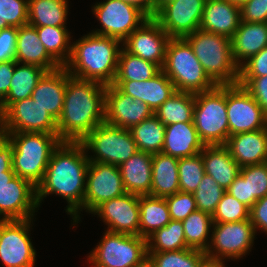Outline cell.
Masks as SVG:
<instances>
[{
  "mask_svg": "<svg viewBox=\"0 0 267 267\" xmlns=\"http://www.w3.org/2000/svg\"><path fill=\"white\" fill-rule=\"evenodd\" d=\"M89 162L80 142H61L53 151L44 178L37 186L38 206L49 195L61 196L68 203L65 211L72 217L73 225L78 224L83 211Z\"/></svg>",
  "mask_w": 267,
  "mask_h": 267,
  "instance_id": "obj_1",
  "label": "cell"
},
{
  "mask_svg": "<svg viewBox=\"0 0 267 267\" xmlns=\"http://www.w3.org/2000/svg\"><path fill=\"white\" fill-rule=\"evenodd\" d=\"M106 86L96 81L70 77L67 80L57 134L62 142H81L105 122Z\"/></svg>",
  "mask_w": 267,
  "mask_h": 267,
  "instance_id": "obj_2",
  "label": "cell"
},
{
  "mask_svg": "<svg viewBox=\"0 0 267 267\" xmlns=\"http://www.w3.org/2000/svg\"><path fill=\"white\" fill-rule=\"evenodd\" d=\"M121 48L120 40L89 32L72 42L71 56L64 67L74 78L111 85L117 74Z\"/></svg>",
  "mask_w": 267,
  "mask_h": 267,
  "instance_id": "obj_3",
  "label": "cell"
},
{
  "mask_svg": "<svg viewBox=\"0 0 267 267\" xmlns=\"http://www.w3.org/2000/svg\"><path fill=\"white\" fill-rule=\"evenodd\" d=\"M13 146L12 169L16 176L37 187L43 180L53 151L62 142L58 134L43 132L0 133Z\"/></svg>",
  "mask_w": 267,
  "mask_h": 267,
  "instance_id": "obj_4",
  "label": "cell"
},
{
  "mask_svg": "<svg viewBox=\"0 0 267 267\" xmlns=\"http://www.w3.org/2000/svg\"><path fill=\"white\" fill-rule=\"evenodd\" d=\"M205 72L217 85L239 82V67L232 57L231 39L215 33L196 30L184 37Z\"/></svg>",
  "mask_w": 267,
  "mask_h": 267,
  "instance_id": "obj_5",
  "label": "cell"
},
{
  "mask_svg": "<svg viewBox=\"0 0 267 267\" xmlns=\"http://www.w3.org/2000/svg\"><path fill=\"white\" fill-rule=\"evenodd\" d=\"M162 71L172 81L176 91L195 94L217 86L205 72L184 37L170 38L168 41Z\"/></svg>",
  "mask_w": 267,
  "mask_h": 267,
  "instance_id": "obj_6",
  "label": "cell"
},
{
  "mask_svg": "<svg viewBox=\"0 0 267 267\" xmlns=\"http://www.w3.org/2000/svg\"><path fill=\"white\" fill-rule=\"evenodd\" d=\"M193 122L204 145H225L229 138L226 85L195 93Z\"/></svg>",
  "mask_w": 267,
  "mask_h": 267,
  "instance_id": "obj_7",
  "label": "cell"
},
{
  "mask_svg": "<svg viewBox=\"0 0 267 267\" xmlns=\"http://www.w3.org/2000/svg\"><path fill=\"white\" fill-rule=\"evenodd\" d=\"M98 243L87 257L91 267H142L147 263L144 237L105 230Z\"/></svg>",
  "mask_w": 267,
  "mask_h": 267,
  "instance_id": "obj_8",
  "label": "cell"
},
{
  "mask_svg": "<svg viewBox=\"0 0 267 267\" xmlns=\"http://www.w3.org/2000/svg\"><path fill=\"white\" fill-rule=\"evenodd\" d=\"M90 162H101L120 166L138 152L129 129L107 123L95 127L81 142ZM93 156L88 155V151Z\"/></svg>",
  "mask_w": 267,
  "mask_h": 267,
  "instance_id": "obj_9",
  "label": "cell"
},
{
  "mask_svg": "<svg viewBox=\"0 0 267 267\" xmlns=\"http://www.w3.org/2000/svg\"><path fill=\"white\" fill-rule=\"evenodd\" d=\"M256 231L250 219L239 222L213 223L206 258L239 260L250 253ZM227 258V259H226Z\"/></svg>",
  "mask_w": 267,
  "mask_h": 267,
  "instance_id": "obj_10",
  "label": "cell"
},
{
  "mask_svg": "<svg viewBox=\"0 0 267 267\" xmlns=\"http://www.w3.org/2000/svg\"><path fill=\"white\" fill-rule=\"evenodd\" d=\"M92 14L101 24L90 33L112 37L123 42L149 17L138 7L121 0H103L92 6Z\"/></svg>",
  "mask_w": 267,
  "mask_h": 267,
  "instance_id": "obj_11",
  "label": "cell"
},
{
  "mask_svg": "<svg viewBox=\"0 0 267 267\" xmlns=\"http://www.w3.org/2000/svg\"><path fill=\"white\" fill-rule=\"evenodd\" d=\"M33 218L0 223V260L4 267H34L36 250L30 239Z\"/></svg>",
  "mask_w": 267,
  "mask_h": 267,
  "instance_id": "obj_12",
  "label": "cell"
},
{
  "mask_svg": "<svg viewBox=\"0 0 267 267\" xmlns=\"http://www.w3.org/2000/svg\"><path fill=\"white\" fill-rule=\"evenodd\" d=\"M57 134V121L31 97L12 103L0 115V133Z\"/></svg>",
  "mask_w": 267,
  "mask_h": 267,
  "instance_id": "obj_13",
  "label": "cell"
},
{
  "mask_svg": "<svg viewBox=\"0 0 267 267\" xmlns=\"http://www.w3.org/2000/svg\"><path fill=\"white\" fill-rule=\"evenodd\" d=\"M229 136L267 128V115L239 84L226 85Z\"/></svg>",
  "mask_w": 267,
  "mask_h": 267,
  "instance_id": "obj_14",
  "label": "cell"
},
{
  "mask_svg": "<svg viewBox=\"0 0 267 267\" xmlns=\"http://www.w3.org/2000/svg\"><path fill=\"white\" fill-rule=\"evenodd\" d=\"M126 193L119 166L89 162L83 210L92 213L100 204Z\"/></svg>",
  "mask_w": 267,
  "mask_h": 267,
  "instance_id": "obj_15",
  "label": "cell"
},
{
  "mask_svg": "<svg viewBox=\"0 0 267 267\" xmlns=\"http://www.w3.org/2000/svg\"><path fill=\"white\" fill-rule=\"evenodd\" d=\"M206 0H173L154 15L171 38H183L200 28Z\"/></svg>",
  "mask_w": 267,
  "mask_h": 267,
  "instance_id": "obj_16",
  "label": "cell"
},
{
  "mask_svg": "<svg viewBox=\"0 0 267 267\" xmlns=\"http://www.w3.org/2000/svg\"><path fill=\"white\" fill-rule=\"evenodd\" d=\"M170 38L159 23L153 17H149L122 42V47L162 69Z\"/></svg>",
  "mask_w": 267,
  "mask_h": 267,
  "instance_id": "obj_17",
  "label": "cell"
},
{
  "mask_svg": "<svg viewBox=\"0 0 267 267\" xmlns=\"http://www.w3.org/2000/svg\"><path fill=\"white\" fill-rule=\"evenodd\" d=\"M92 214L98 215L107 231L139 235V196L124 193L100 204Z\"/></svg>",
  "mask_w": 267,
  "mask_h": 267,
  "instance_id": "obj_18",
  "label": "cell"
},
{
  "mask_svg": "<svg viewBox=\"0 0 267 267\" xmlns=\"http://www.w3.org/2000/svg\"><path fill=\"white\" fill-rule=\"evenodd\" d=\"M105 106V123L124 129H130L154 114L147 104L123 93L113 84L106 86Z\"/></svg>",
  "mask_w": 267,
  "mask_h": 267,
  "instance_id": "obj_19",
  "label": "cell"
},
{
  "mask_svg": "<svg viewBox=\"0 0 267 267\" xmlns=\"http://www.w3.org/2000/svg\"><path fill=\"white\" fill-rule=\"evenodd\" d=\"M37 209V187L30 181L15 175L0 187V213L7 220L34 218Z\"/></svg>",
  "mask_w": 267,
  "mask_h": 267,
  "instance_id": "obj_20",
  "label": "cell"
},
{
  "mask_svg": "<svg viewBox=\"0 0 267 267\" xmlns=\"http://www.w3.org/2000/svg\"><path fill=\"white\" fill-rule=\"evenodd\" d=\"M69 72L64 66L46 71L39 79L31 98L57 121L63 108Z\"/></svg>",
  "mask_w": 267,
  "mask_h": 267,
  "instance_id": "obj_21",
  "label": "cell"
},
{
  "mask_svg": "<svg viewBox=\"0 0 267 267\" xmlns=\"http://www.w3.org/2000/svg\"><path fill=\"white\" fill-rule=\"evenodd\" d=\"M113 85L132 98L140 99L154 113L176 92L174 84L162 70L146 81H114Z\"/></svg>",
  "mask_w": 267,
  "mask_h": 267,
  "instance_id": "obj_22",
  "label": "cell"
},
{
  "mask_svg": "<svg viewBox=\"0 0 267 267\" xmlns=\"http://www.w3.org/2000/svg\"><path fill=\"white\" fill-rule=\"evenodd\" d=\"M225 146L240 167L265 163L267 128L231 135Z\"/></svg>",
  "mask_w": 267,
  "mask_h": 267,
  "instance_id": "obj_23",
  "label": "cell"
},
{
  "mask_svg": "<svg viewBox=\"0 0 267 267\" xmlns=\"http://www.w3.org/2000/svg\"><path fill=\"white\" fill-rule=\"evenodd\" d=\"M240 21L238 6L226 0H206L199 29L231 39Z\"/></svg>",
  "mask_w": 267,
  "mask_h": 267,
  "instance_id": "obj_24",
  "label": "cell"
},
{
  "mask_svg": "<svg viewBox=\"0 0 267 267\" xmlns=\"http://www.w3.org/2000/svg\"><path fill=\"white\" fill-rule=\"evenodd\" d=\"M267 46V22H243L231 38L232 57L240 68Z\"/></svg>",
  "mask_w": 267,
  "mask_h": 267,
  "instance_id": "obj_25",
  "label": "cell"
},
{
  "mask_svg": "<svg viewBox=\"0 0 267 267\" xmlns=\"http://www.w3.org/2000/svg\"><path fill=\"white\" fill-rule=\"evenodd\" d=\"M15 60L52 71L61 65L46 51L35 27L27 24L18 28Z\"/></svg>",
  "mask_w": 267,
  "mask_h": 267,
  "instance_id": "obj_26",
  "label": "cell"
},
{
  "mask_svg": "<svg viewBox=\"0 0 267 267\" xmlns=\"http://www.w3.org/2000/svg\"><path fill=\"white\" fill-rule=\"evenodd\" d=\"M194 122L170 124L166 126L162 153L176 158L199 154L204 147Z\"/></svg>",
  "mask_w": 267,
  "mask_h": 267,
  "instance_id": "obj_27",
  "label": "cell"
},
{
  "mask_svg": "<svg viewBox=\"0 0 267 267\" xmlns=\"http://www.w3.org/2000/svg\"><path fill=\"white\" fill-rule=\"evenodd\" d=\"M153 155L138 151L119 166L127 193L151 195Z\"/></svg>",
  "mask_w": 267,
  "mask_h": 267,
  "instance_id": "obj_28",
  "label": "cell"
},
{
  "mask_svg": "<svg viewBox=\"0 0 267 267\" xmlns=\"http://www.w3.org/2000/svg\"><path fill=\"white\" fill-rule=\"evenodd\" d=\"M201 156L205 173L225 190L240 174L241 167L234 161L225 145H205Z\"/></svg>",
  "mask_w": 267,
  "mask_h": 267,
  "instance_id": "obj_29",
  "label": "cell"
},
{
  "mask_svg": "<svg viewBox=\"0 0 267 267\" xmlns=\"http://www.w3.org/2000/svg\"><path fill=\"white\" fill-rule=\"evenodd\" d=\"M179 159L162 152L153 154L151 195L167 197L180 191L178 177Z\"/></svg>",
  "mask_w": 267,
  "mask_h": 267,
  "instance_id": "obj_30",
  "label": "cell"
},
{
  "mask_svg": "<svg viewBox=\"0 0 267 267\" xmlns=\"http://www.w3.org/2000/svg\"><path fill=\"white\" fill-rule=\"evenodd\" d=\"M46 72L40 66L16 62L10 90L0 103V115L14 102L29 98L39 79Z\"/></svg>",
  "mask_w": 267,
  "mask_h": 267,
  "instance_id": "obj_31",
  "label": "cell"
},
{
  "mask_svg": "<svg viewBox=\"0 0 267 267\" xmlns=\"http://www.w3.org/2000/svg\"><path fill=\"white\" fill-rule=\"evenodd\" d=\"M171 221L164 197L139 196V236L147 238Z\"/></svg>",
  "mask_w": 267,
  "mask_h": 267,
  "instance_id": "obj_32",
  "label": "cell"
},
{
  "mask_svg": "<svg viewBox=\"0 0 267 267\" xmlns=\"http://www.w3.org/2000/svg\"><path fill=\"white\" fill-rule=\"evenodd\" d=\"M68 0H28V24L66 27Z\"/></svg>",
  "mask_w": 267,
  "mask_h": 267,
  "instance_id": "obj_33",
  "label": "cell"
},
{
  "mask_svg": "<svg viewBox=\"0 0 267 267\" xmlns=\"http://www.w3.org/2000/svg\"><path fill=\"white\" fill-rule=\"evenodd\" d=\"M138 151L149 154L162 152L166 125L153 114L130 129Z\"/></svg>",
  "mask_w": 267,
  "mask_h": 267,
  "instance_id": "obj_34",
  "label": "cell"
},
{
  "mask_svg": "<svg viewBox=\"0 0 267 267\" xmlns=\"http://www.w3.org/2000/svg\"><path fill=\"white\" fill-rule=\"evenodd\" d=\"M195 94L176 91L154 113L166 126L193 122Z\"/></svg>",
  "mask_w": 267,
  "mask_h": 267,
  "instance_id": "obj_35",
  "label": "cell"
},
{
  "mask_svg": "<svg viewBox=\"0 0 267 267\" xmlns=\"http://www.w3.org/2000/svg\"><path fill=\"white\" fill-rule=\"evenodd\" d=\"M161 70L157 64L135 56L122 47L114 81H146L153 78Z\"/></svg>",
  "mask_w": 267,
  "mask_h": 267,
  "instance_id": "obj_36",
  "label": "cell"
},
{
  "mask_svg": "<svg viewBox=\"0 0 267 267\" xmlns=\"http://www.w3.org/2000/svg\"><path fill=\"white\" fill-rule=\"evenodd\" d=\"M185 242L189 248L206 252L211 240L213 218L200 210L193 211L183 221Z\"/></svg>",
  "mask_w": 267,
  "mask_h": 267,
  "instance_id": "obj_37",
  "label": "cell"
},
{
  "mask_svg": "<svg viewBox=\"0 0 267 267\" xmlns=\"http://www.w3.org/2000/svg\"><path fill=\"white\" fill-rule=\"evenodd\" d=\"M36 28L41 43L46 51L61 65L64 66L71 56L72 42L66 27L33 26Z\"/></svg>",
  "mask_w": 267,
  "mask_h": 267,
  "instance_id": "obj_38",
  "label": "cell"
},
{
  "mask_svg": "<svg viewBox=\"0 0 267 267\" xmlns=\"http://www.w3.org/2000/svg\"><path fill=\"white\" fill-rule=\"evenodd\" d=\"M147 252H168L189 248L185 242L182 221L171 220L147 238Z\"/></svg>",
  "mask_w": 267,
  "mask_h": 267,
  "instance_id": "obj_39",
  "label": "cell"
},
{
  "mask_svg": "<svg viewBox=\"0 0 267 267\" xmlns=\"http://www.w3.org/2000/svg\"><path fill=\"white\" fill-rule=\"evenodd\" d=\"M147 253V262L151 267H198L206 258L205 252L192 248Z\"/></svg>",
  "mask_w": 267,
  "mask_h": 267,
  "instance_id": "obj_40",
  "label": "cell"
},
{
  "mask_svg": "<svg viewBox=\"0 0 267 267\" xmlns=\"http://www.w3.org/2000/svg\"><path fill=\"white\" fill-rule=\"evenodd\" d=\"M204 174L201 152L191 157L179 158L178 177L181 192L194 193Z\"/></svg>",
  "mask_w": 267,
  "mask_h": 267,
  "instance_id": "obj_41",
  "label": "cell"
},
{
  "mask_svg": "<svg viewBox=\"0 0 267 267\" xmlns=\"http://www.w3.org/2000/svg\"><path fill=\"white\" fill-rule=\"evenodd\" d=\"M225 192L226 190L223 187H221L210 175L205 173L199 186L193 193L197 210L212 216Z\"/></svg>",
  "mask_w": 267,
  "mask_h": 267,
  "instance_id": "obj_42",
  "label": "cell"
},
{
  "mask_svg": "<svg viewBox=\"0 0 267 267\" xmlns=\"http://www.w3.org/2000/svg\"><path fill=\"white\" fill-rule=\"evenodd\" d=\"M240 175L247 180L248 208L267 195V164H256L241 167Z\"/></svg>",
  "mask_w": 267,
  "mask_h": 267,
  "instance_id": "obj_43",
  "label": "cell"
},
{
  "mask_svg": "<svg viewBox=\"0 0 267 267\" xmlns=\"http://www.w3.org/2000/svg\"><path fill=\"white\" fill-rule=\"evenodd\" d=\"M212 218L213 223L239 222L250 219V209L234 196L225 192Z\"/></svg>",
  "mask_w": 267,
  "mask_h": 267,
  "instance_id": "obj_44",
  "label": "cell"
},
{
  "mask_svg": "<svg viewBox=\"0 0 267 267\" xmlns=\"http://www.w3.org/2000/svg\"><path fill=\"white\" fill-rule=\"evenodd\" d=\"M28 24V0H0V31Z\"/></svg>",
  "mask_w": 267,
  "mask_h": 267,
  "instance_id": "obj_45",
  "label": "cell"
},
{
  "mask_svg": "<svg viewBox=\"0 0 267 267\" xmlns=\"http://www.w3.org/2000/svg\"><path fill=\"white\" fill-rule=\"evenodd\" d=\"M170 218L174 221H183L189 214L197 210L193 193L177 192L165 197Z\"/></svg>",
  "mask_w": 267,
  "mask_h": 267,
  "instance_id": "obj_46",
  "label": "cell"
},
{
  "mask_svg": "<svg viewBox=\"0 0 267 267\" xmlns=\"http://www.w3.org/2000/svg\"><path fill=\"white\" fill-rule=\"evenodd\" d=\"M238 84L256 100L267 115V76L239 77Z\"/></svg>",
  "mask_w": 267,
  "mask_h": 267,
  "instance_id": "obj_47",
  "label": "cell"
},
{
  "mask_svg": "<svg viewBox=\"0 0 267 267\" xmlns=\"http://www.w3.org/2000/svg\"><path fill=\"white\" fill-rule=\"evenodd\" d=\"M267 76V46L239 68V77Z\"/></svg>",
  "mask_w": 267,
  "mask_h": 267,
  "instance_id": "obj_48",
  "label": "cell"
},
{
  "mask_svg": "<svg viewBox=\"0 0 267 267\" xmlns=\"http://www.w3.org/2000/svg\"><path fill=\"white\" fill-rule=\"evenodd\" d=\"M17 37V27H8L0 31V62L15 60Z\"/></svg>",
  "mask_w": 267,
  "mask_h": 267,
  "instance_id": "obj_49",
  "label": "cell"
},
{
  "mask_svg": "<svg viewBox=\"0 0 267 267\" xmlns=\"http://www.w3.org/2000/svg\"><path fill=\"white\" fill-rule=\"evenodd\" d=\"M241 21L267 22V0H249L240 8Z\"/></svg>",
  "mask_w": 267,
  "mask_h": 267,
  "instance_id": "obj_50",
  "label": "cell"
},
{
  "mask_svg": "<svg viewBox=\"0 0 267 267\" xmlns=\"http://www.w3.org/2000/svg\"><path fill=\"white\" fill-rule=\"evenodd\" d=\"M250 220L255 231L261 230L267 235V195L257 200L250 209Z\"/></svg>",
  "mask_w": 267,
  "mask_h": 267,
  "instance_id": "obj_51",
  "label": "cell"
},
{
  "mask_svg": "<svg viewBox=\"0 0 267 267\" xmlns=\"http://www.w3.org/2000/svg\"><path fill=\"white\" fill-rule=\"evenodd\" d=\"M16 62V60L0 62V103L5 99L10 90Z\"/></svg>",
  "mask_w": 267,
  "mask_h": 267,
  "instance_id": "obj_52",
  "label": "cell"
},
{
  "mask_svg": "<svg viewBox=\"0 0 267 267\" xmlns=\"http://www.w3.org/2000/svg\"><path fill=\"white\" fill-rule=\"evenodd\" d=\"M13 146L5 135L0 134V174L12 169Z\"/></svg>",
  "mask_w": 267,
  "mask_h": 267,
  "instance_id": "obj_53",
  "label": "cell"
},
{
  "mask_svg": "<svg viewBox=\"0 0 267 267\" xmlns=\"http://www.w3.org/2000/svg\"><path fill=\"white\" fill-rule=\"evenodd\" d=\"M230 195L234 196L241 203L248 207V189L247 180H245L240 174L235 178V180L226 189Z\"/></svg>",
  "mask_w": 267,
  "mask_h": 267,
  "instance_id": "obj_54",
  "label": "cell"
},
{
  "mask_svg": "<svg viewBox=\"0 0 267 267\" xmlns=\"http://www.w3.org/2000/svg\"><path fill=\"white\" fill-rule=\"evenodd\" d=\"M121 1L138 7L148 17H151V0H121Z\"/></svg>",
  "mask_w": 267,
  "mask_h": 267,
  "instance_id": "obj_55",
  "label": "cell"
},
{
  "mask_svg": "<svg viewBox=\"0 0 267 267\" xmlns=\"http://www.w3.org/2000/svg\"><path fill=\"white\" fill-rule=\"evenodd\" d=\"M198 267H226L225 261L205 258Z\"/></svg>",
  "mask_w": 267,
  "mask_h": 267,
  "instance_id": "obj_56",
  "label": "cell"
},
{
  "mask_svg": "<svg viewBox=\"0 0 267 267\" xmlns=\"http://www.w3.org/2000/svg\"><path fill=\"white\" fill-rule=\"evenodd\" d=\"M173 0H151V17H154L155 13L167 3Z\"/></svg>",
  "mask_w": 267,
  "mask_h": 267,
  "instance_id": "obj_57",
  "label": "cell"
},
{
  "mask_svg": "<svg viewBox=\"0 0 267 267\" xmlns=\"http://www.w3.org/2000/svg\"><path fill=\"white\" fill-rule=\"evenodd\" d=\"M14 176H15V172L13 170L1 172V174H0V187L7 184Z\"/></svg>",
  "mask_w": 267,
  "mask_h": 267,
  "instance_id": "obj_58",
  "label": "cell"
},
{
  "mask_svg": "<svg viewBox=\"0 0 267 267\" xmlns=\"http://www.w3.org/2000/svg\"><path fill=\"white\" fill-rule=\"evenodd\" d=\"M230 3H232L235 6H238L241 8L244 4H246L249 0H226Z\"/></svg>",
  "mask_w": 267,
  "mask_h": 267,
  "instance_id": "obj_59",
  "label": "cell"
},
{
  "mask_svg": "<svg viewBox=\"0 0 267 267\" xmlns=\"http://www.w3.org/2000/svg\"><path fill=\"white\" fill-rule=\"evenodd\" d=\"M7 219L0 213V223L6 222Z\"/></svg>",
  "mask_w": 267,
  "mask_h": 267,
  "instance_id": "obj_60",
  "label": "cell"
},
{
  "mask_svg": "<svg viewBox=\"0 0 267 267\" xmlns=\"http://www.w3.org/2000/svg\"><path fill=\"white\" fill-rule=\"evenodd\" d=\"M142 267H151L150 265H149V263L147 262L144 266H142Z\"/></svg>",
  "mask_w": 267,
  "mask_h": 267,
  "instance_id": "obj_61",
  "label": "cell"
}]
</instances>
